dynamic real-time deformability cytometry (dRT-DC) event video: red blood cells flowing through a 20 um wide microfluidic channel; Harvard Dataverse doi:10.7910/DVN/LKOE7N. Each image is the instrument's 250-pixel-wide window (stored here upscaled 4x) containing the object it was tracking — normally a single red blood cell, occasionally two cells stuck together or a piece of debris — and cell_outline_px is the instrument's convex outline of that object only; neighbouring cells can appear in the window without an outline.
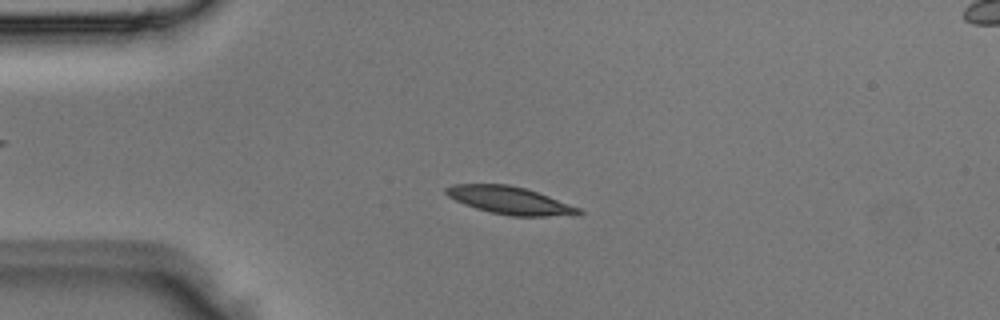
{"species": "Egyptian fruit bat (a non-hibernating species)", "species_latin": "Rousettus aegyptiacus", "temperature_condition": "room temperature", "stored_images_in_passage": 3, "segment_of_instrument_passage": [1, 2], "camera_frame_rate_fps": 3000, "um_per_image_px": 0.085, "animal": {"sex": "male"}, "frame": {"image": 1, "passage_image": 2, "time_ms": 0.333, "image_size_px": [1000, 320], "cell_outline_px": [[584, 212], [544, 216], [512, 216], [492, 212], [476, 208], [464, 204], [448, 196], [444, 192], [444, 188], [452, 184], [508, 184], [524, 188], [548, 196], [580, 208]], "centroid_in_image_um": [43.24, 17.01], "position_along_channel_um": 41.8, "area_um2": 20.81}}